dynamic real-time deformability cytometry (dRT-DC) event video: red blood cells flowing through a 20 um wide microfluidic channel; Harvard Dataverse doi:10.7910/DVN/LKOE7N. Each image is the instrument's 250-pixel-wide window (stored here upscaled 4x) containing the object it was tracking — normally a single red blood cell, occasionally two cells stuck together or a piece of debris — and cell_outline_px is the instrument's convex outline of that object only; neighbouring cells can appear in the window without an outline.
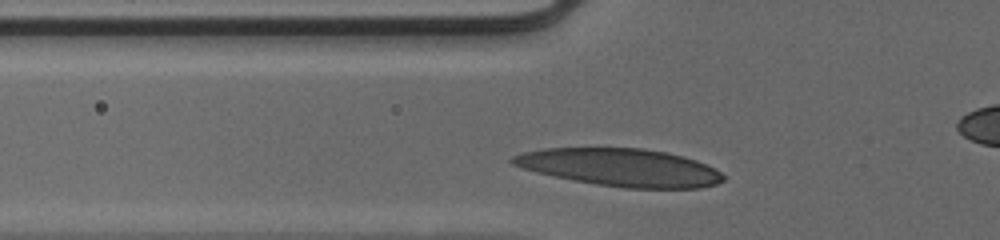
{"species": "human", "species_latin": "Homo sapiens", "temperature_condition": "cold", "stored_images_in_passage": 27, "camera_frame_rate_fps": 3000, "um_per_image_px": 0.085, "donor": {"sex": "male"}, "frame": {"image": 1, "passage_image": 2, "time_ms": 0.333, "image_size_px": [1000, 240], "cell_outline_px": [[724, 180], [716, 184], [700, 188], [624, 188], [596, 184], [552, 176], [520, 168], [512, 164], [508, 160], [512, 156], [524, 152], [548, 148], [640, 148], [664, 152], [684, 156], [696, 160], [720, 172], [724, 176]], "centroid_in_image_um": [52.69, 14.23], "position_along_channel_um": 73.1, "area_um2": 46.07}}
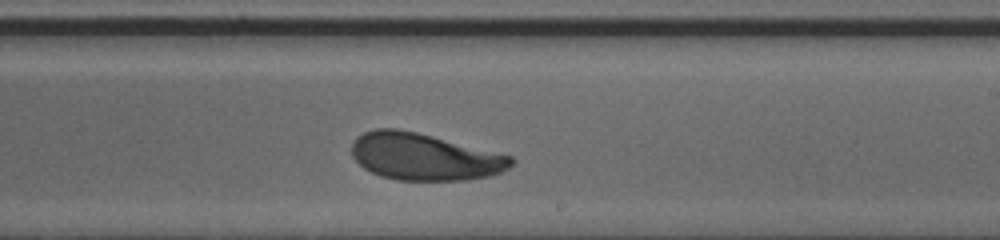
{"frame": {"image": 2, "passage_image": 16, "time_ms": 5.0, "image_size_px": [1000, 240], "cell_outline_px": [[516, 160], [508, 168], [500, 172], [488, 176], [464, 180], [396, 180], [380, 176], [364, 168], [352, 156], [352, 144], [364, 132], [376, 128], [396, 128], [416, 132], [512, 156]], "centroid_in_image_um": [36.06, 13.33], "position_along_channel_um": 252.9, "area_um2": 43.23}}
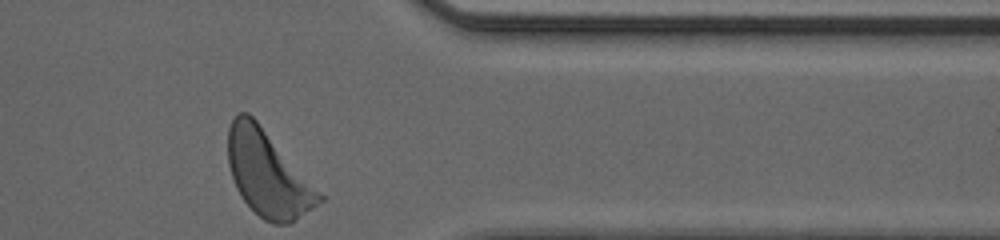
{"frame": {"image": 3, "passage_image": 27, "time_ms": 8.667, "image_size_px": [1000, 240], "cell_outline_px": [[324, 200], [288, 224], [272, 224], [264, 220], [240, 196], [236, 188], [228, 164], [228, 128], [232, 120], [240, 112], [248, 112], [256, 120], [324, 196]], "centroid_in_image_um": [22.74, 14.78], "position_along_channel_um": 388.7, "area_um2": 44.56}, "authors_computed_cell_mechanics": {"area_um2": 44.0436, "velocity_mm_per_s": 3.9069, "shape_relaxation_time_tau1_ms": 2.4714, "shape_relaxation_time_tau2_ms": 4.7977, "deformation_change_tau1": 0.1459, "deformation_change_tau2": 0.1334}}